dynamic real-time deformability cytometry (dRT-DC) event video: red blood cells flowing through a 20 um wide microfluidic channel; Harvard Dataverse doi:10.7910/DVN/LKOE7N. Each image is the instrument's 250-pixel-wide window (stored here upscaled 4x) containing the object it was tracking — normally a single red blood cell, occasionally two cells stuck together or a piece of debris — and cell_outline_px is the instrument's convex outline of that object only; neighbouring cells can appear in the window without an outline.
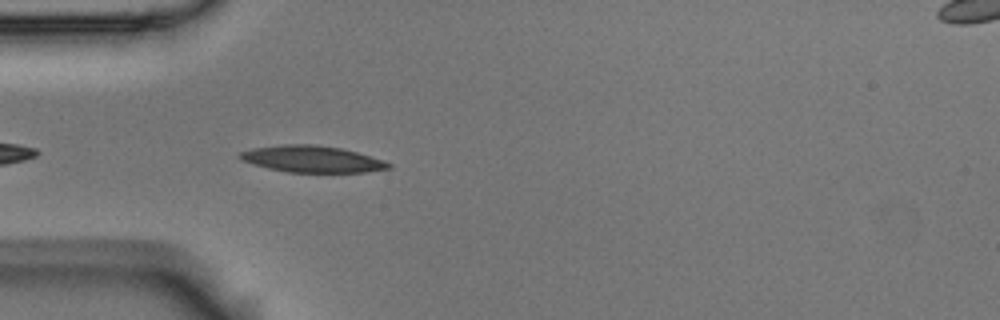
{"species": "Egyptian fruit bat (a non-hibernating species)", "species_latin": "Rousettus aegyptiacus", "temperature_condition": "room temperature", "stored_images_in_passage": 43, "camera_frame_rate_fps": 3000, "um_per_image_px": 0.085, "animal": {"sex": "male"}, "frame": {"image": 1, "passage_image": 4, "time_ms": 1.0, "image_size_px": [1000, 320], "cell_outline_px": [[392, 168], [364, 172], [288, 172], [268, 168], [252, 164], [240, 160], [236, 156], [240, 152], [252, 148], [284, 144], [316, 144], [340, 148], [356, 152], [392, 164]], "centroid_in_image_um": [26.45, 13.52], "position_along_channel_um": 58.6, "area_um2": 22.95}}
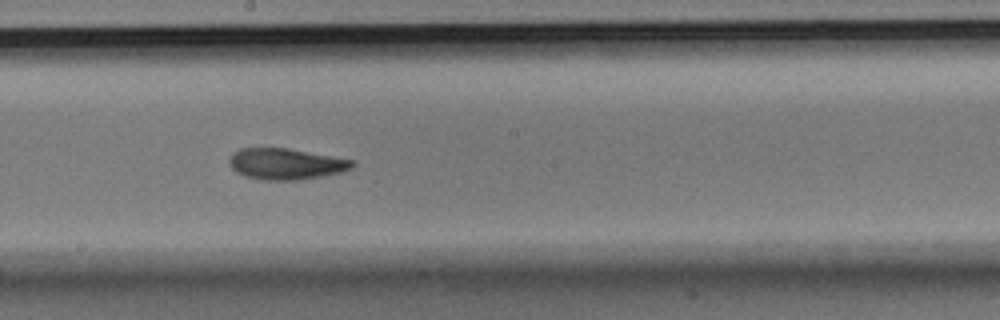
{"frame": {"image": 2, "passage_image": 18, "time_ms": 5.667, "image_size_px": [1000, 320], "cell_outline_px": [[356, 164], [352, 168], [340, 172], [320, 176], [296, 180], [264, 180], [244, 176], [236, 172], [228, 164], [228, 160], [232, 152], [240, 148], [288, 148], [356, 160]], "centroid_in_image_um": [24.28, 13.92], "position_along_channel_um": 223.9, "area_um2": 22.48}}
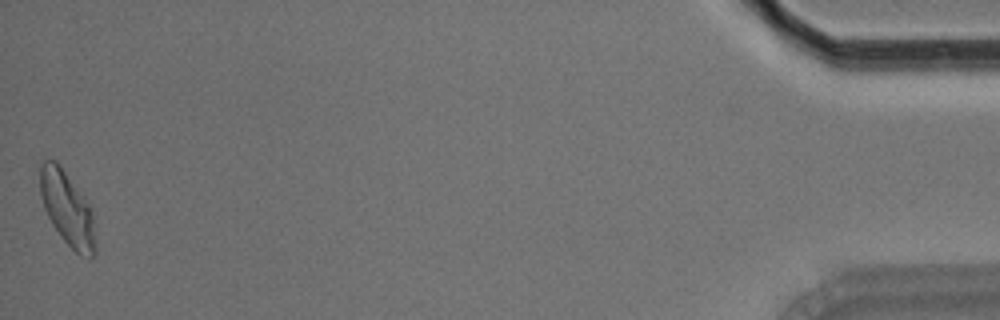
{"frame": {"image": 3, "passage_image": 43, "time_ms": 14.0, "image_size_px": [1000, 320], "cell_outline_px": [[96, 252], [92, 256], [80, 256], [64, 240], [52, 224], [44, 208], [40, 192], [40, 168], [44, 160], [56, 160], [60, 164], [88, 204], [92, 212], [96, 248]], "centroid_in_image_um": [5.71, 17.73], "position_along_channel_um": 429.5, "area_um2": 23.41}, "authors_computed_cell_mechanics": {"area_um2": 22.4264, "velocity_mm_per_s": 3.6035, "shape_relaxation_time_tau1_ms": 4.7652, "shape_relaxation_time_tau2_ms": 3.0392, "deformation_change_tau1": 0.1718, "deformation_change_tau2": 0.0992}}